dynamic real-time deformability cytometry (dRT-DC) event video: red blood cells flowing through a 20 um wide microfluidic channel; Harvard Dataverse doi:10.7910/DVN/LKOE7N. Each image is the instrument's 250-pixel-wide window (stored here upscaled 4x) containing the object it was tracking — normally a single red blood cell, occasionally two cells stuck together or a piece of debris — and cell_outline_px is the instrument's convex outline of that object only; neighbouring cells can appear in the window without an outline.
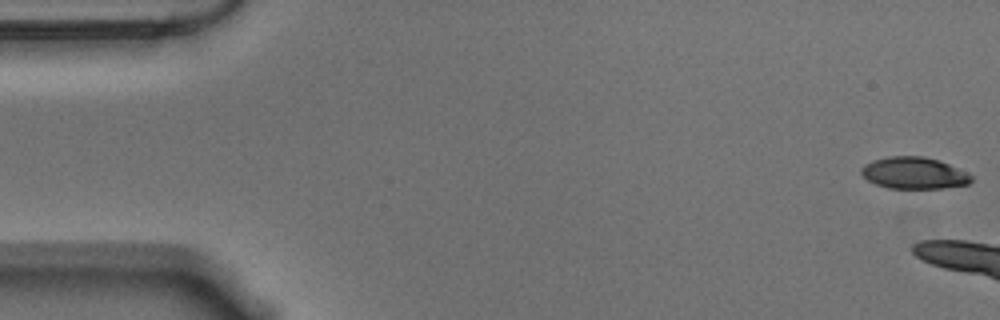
{"species": "Egyptian fruit bat (a non-hibernating species)", "species_latin": "Rousettus aegyptiacus", "temperature_condition": "warm", "stored_images_in_passage": 7, "camera_frame_rate_fps": 3000, "um_per_image_px": 0.085, "animal": {"sex": "male"}, "frame": {"image": 1, "passage_image": 1, "time_ms": 0.0, "image_size_px": [1000, 320], "cell_outline_px": [[972, 180], [968, 184], [944, 188], [888, 188], [876, 184], [868, 180], [860, 172], [860, 168], [864, 164], [872, 160], [888, 156], [924, 156], [940, 160], [968, 172], [972, 176]], "centroid_in_image_um": [77.69, 14.69], "position_along_channel_um": 7.3, "area_um2": 20.52}}